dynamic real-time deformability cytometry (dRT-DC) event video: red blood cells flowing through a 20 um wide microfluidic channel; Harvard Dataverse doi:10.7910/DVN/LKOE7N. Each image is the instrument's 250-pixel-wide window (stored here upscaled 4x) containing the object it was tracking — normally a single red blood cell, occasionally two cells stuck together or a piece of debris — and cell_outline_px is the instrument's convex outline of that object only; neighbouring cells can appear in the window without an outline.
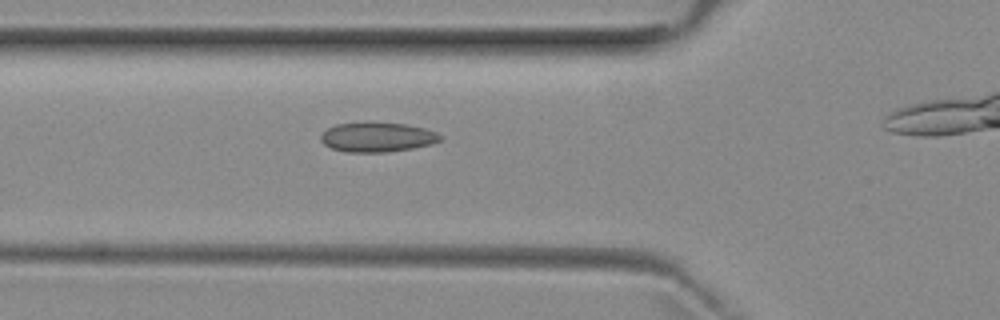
{"species": "common noctule bat (a hibernating species)", "species_latin": "Nyctalus noctula", "temperature_condition": "room temperature", "stored_images_in_passage": 17, "camera_frame_rate_fps": 3000, "um_per_image_px": 0.085, "animal": {"sex": "female", "body_mass_g": 29.2, "forearm_length_mm": 56.3}, "frame": {"image": 1, "passage_image": 10, "time_ms": 3.0, "image_size_px": [1000, 320], "cell_outline_px": [[444, 136], [440, 140], [432, 144], [412, 148], [388, 152], [344, 152], [332, 148], [324, 144], [320, 140], [320, 136], [328, 128], [336, 124], [364, 120], [368, 120], [404, 124], [424, 128], [436, 132]], "centroid_in_image_um": [32.05, 11.63], "position_along_channel_um": 93.8, "area_um2": 21.15}}